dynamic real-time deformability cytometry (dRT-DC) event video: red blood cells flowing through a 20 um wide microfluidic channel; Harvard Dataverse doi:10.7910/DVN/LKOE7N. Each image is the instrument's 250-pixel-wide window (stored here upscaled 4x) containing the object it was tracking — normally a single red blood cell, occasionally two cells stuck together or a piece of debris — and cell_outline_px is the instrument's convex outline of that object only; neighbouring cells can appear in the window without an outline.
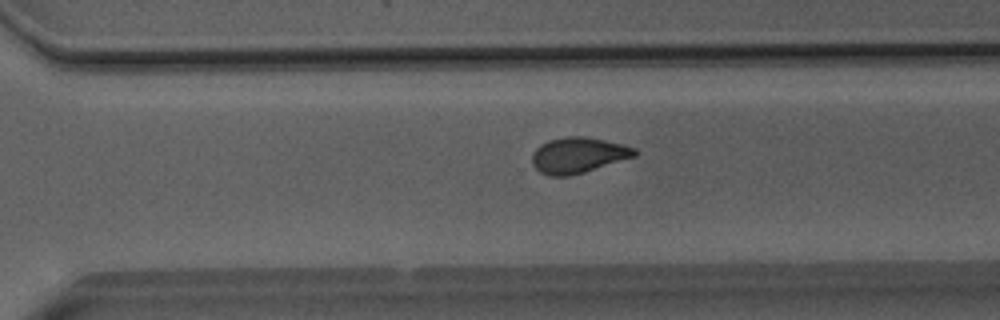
{"species": "Egyptian fruit bat (a non-hibernating species)", "species_latin": "Rousettus aegyptiacus", "temperature_condition": "room temperature", "stored_images_in_passage": 42, "camera_frame_rate_fps": 3000, "um_per_image_px": 0.085, "animal": {"sex": "male"}, "frame": {"image": 1, "passage_image": 27, "time_ms": 8.667, "image_size_px": [1000, 320], "cell_outline_px": [[636, 156], [584, 172], [568, 176], [552, 176], [540, 172], [532, 164], [532, 156], [536, 148], [540, 144], [548, 140], [568, 136], [584, 136], [604, 140], [636, 148]], "centroid_in_image_um": [49.12, 13.19], "position_along_channel_um": 321.5, "area_um2": 21.15}}
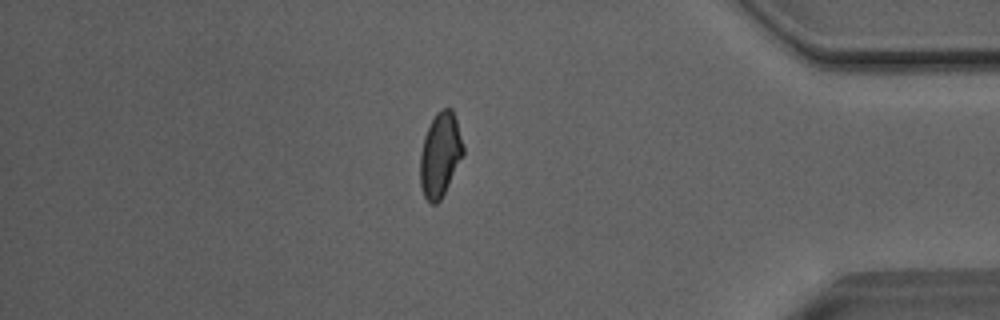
{"frame": {"image": 2, "passage_image": 35, "time_ms": 11.333, "image_size_px": [1000, 320], "cell_outline_px": [[464, 156], [440, 200], [436, 204], [432, 204], [424, 196], [420, 184], [420, 152], [424, 136], [436, 112], [440, 108], [452, 108], [456, 120], [464, 148]], "centroid_in_image_um": [37.41, 13.15], "position_along_channel_um": 397.8, "area_um2": 21.15}}
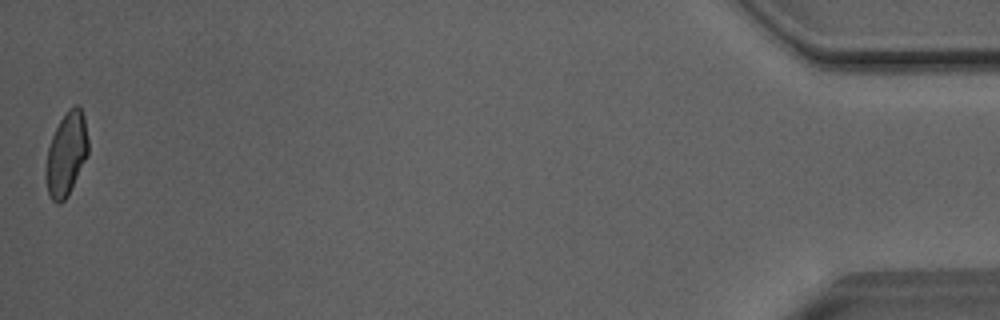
{"frame": {"image": 3, "passage_image": 42, "time_ms": 13.667, "image_size_px": [1000, 320], "cell_outline_px": [[88, 156], [68, 196], [60, 204], [56, 204], [48, 196], [44, 172], [44, 168], [48, 148], [52, 136], [60, 120], [68, 108], [76, 104], [80, 108], [84, 116], [88, 140]], "centroid_in_image_um": [5.62, 13.14], "position_along_channel_um": 429.6, "area_um2": 20.98}, "authors_computed_cell_mechanics": {"area_um2": 21.3282, "velocity_mm_per_s": 4.0639, "shape_relaxation_time_tau1_ms": 9.3896, "shape_relaxation_time_tau2_ms": 1.0403, "deformation_change_tau1": 0.21, "deformation_change_tau2": 0.0568}}